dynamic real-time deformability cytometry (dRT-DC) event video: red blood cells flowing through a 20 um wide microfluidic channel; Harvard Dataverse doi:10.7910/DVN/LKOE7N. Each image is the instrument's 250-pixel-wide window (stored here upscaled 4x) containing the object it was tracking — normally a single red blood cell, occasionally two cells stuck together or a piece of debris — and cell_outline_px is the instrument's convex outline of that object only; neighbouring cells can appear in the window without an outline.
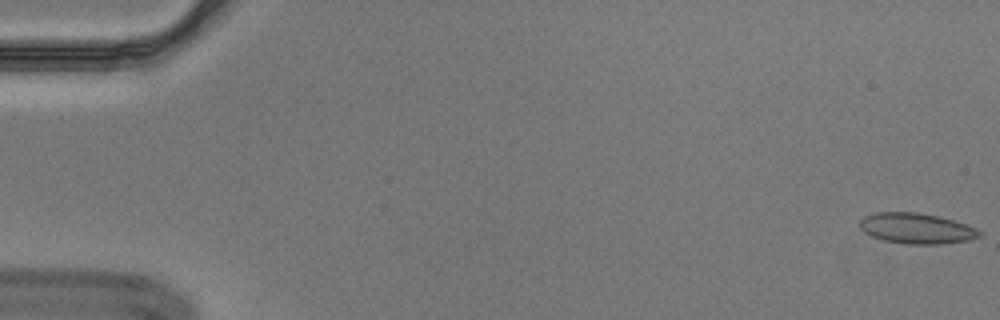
{"species": "Egyptian fruit bat (a non-hibernating species)", "species_latin": "Rousettus aegyptiacus", "temperature_condition": "cold", "stored_images_in_passage": 16, "camera_frame_rate_fps": 3000, "um_per_image_px": 0.085, "animal": {"sex": "male"}, "frame": {"image": 1, "passage_image": 1, "time_ms": 0.0, "image_size_px": [1000, 320], "cell_outline_px": [[984, 236], [968, 240], [940, 244], [904, 244], [884, 240], [872, 236], [864, 232], [860, 228], [860, 220], [864, 216], [876, 212], [916, 212], [940, 216], [976, 228], [984, 232]], "centroid_in_image_um": [77.93, 19.41], "position_along_channel_um": 7.1, "area_um2": 21.44}}
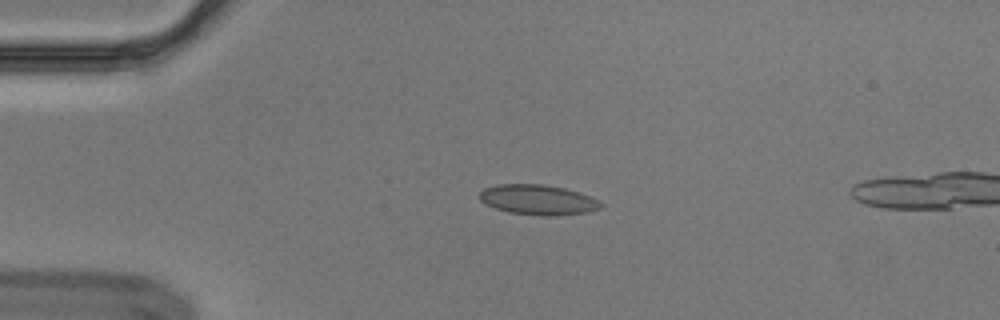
{"frame": {"image": 2, "passage_image": 13, "time_ms": 4.0, "image_size_px": [1000, 320], "cell_outline_px": [[604, 204], [600, 208], [588, 212], [556, 216], [540, 216], [508, 212], [484, 204], [476, 196], [484, 188], [496, 184], [544, 184], [564, 188], [580, 192], [600, 200]], "centroid_in_image_um": [45.72, 16.98], "position_along_channel_um": 39.3, "area_um2": 21.68}}